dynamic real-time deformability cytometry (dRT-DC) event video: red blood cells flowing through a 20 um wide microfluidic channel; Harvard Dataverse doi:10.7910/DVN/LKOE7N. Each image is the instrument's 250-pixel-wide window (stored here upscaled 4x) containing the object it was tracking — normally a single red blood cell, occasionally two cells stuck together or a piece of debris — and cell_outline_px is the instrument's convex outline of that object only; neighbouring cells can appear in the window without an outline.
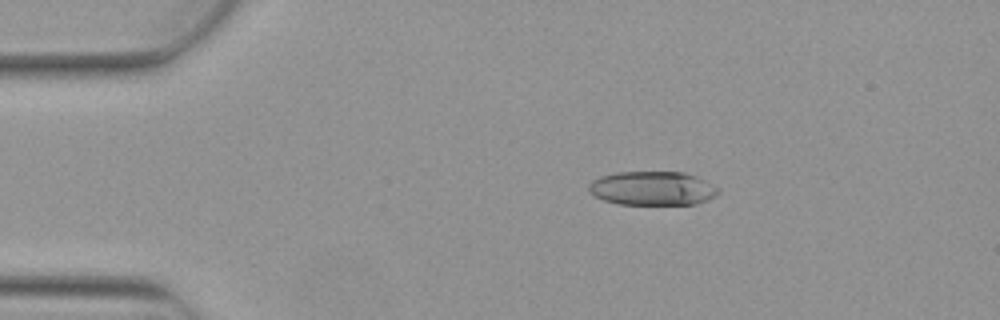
{"species": "Egyptian fruit bat (a non-hibernating species)", "species_latin": "Rousettus aegyptiacus", "temperature_condition": "warm", "stored_images_in_passage": 6, "camera_frame_rate_fps": 3000, "um_per_image_px": 0.085, "animal": {"sex": "female"}, "frame": {"image": 1, "passage_image": 3, "time_ms": 0.667, "image_size_px": [1000, 320], "cell_outline_px": [[720, 192], [716, 196], [708, 200], [696, 204], [616, 204], [604, 200], [588, 192], [588, 184], [592, 180], [600, 176], [616, 172], [684, 172], [696, 176], [720, 188]], "centroid_in_image_um": [55.46, 16.01], "position_along_channel_um": 29.5, "area_um2": 25.84}}
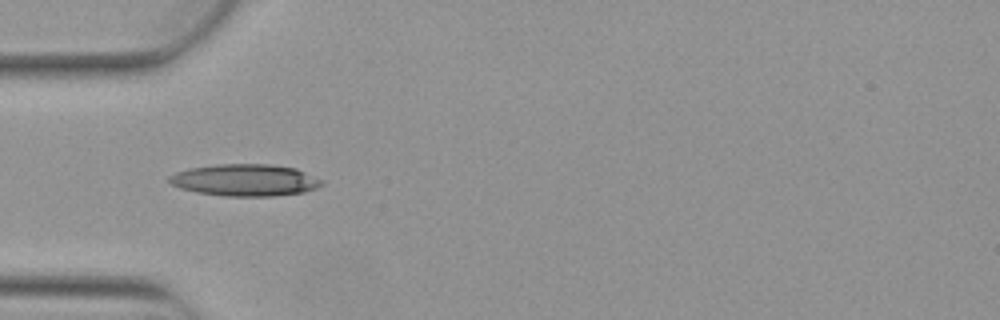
{"frame": {"image": 2, "passage_image": 5, "time_ms": 1.333, "image_size_px": [1000, 320], "cell_outline_px": [[324, 184], [316, 188], [304, 192], [272, 196], [224, 196], [196, 192], [180, 188], [172, 184], [168, 180], [168, 176], [176, 172], [188, 168], [216, 164], [272, 164], [296, 168], [324, 180]], "centroid_in_image_um": [20.84, 15.3], "position_along_channel_um": 64.2, "area_um2": 28.55}}
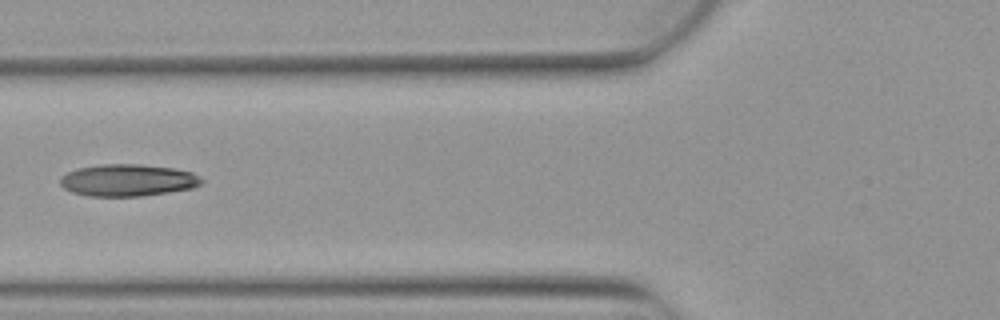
{"frame": {"image": 3, "passage_image": 6, "time_ms": 1.667, "image_size_px": [1000, 320], "cell_outline_px": [[204, 180], [200, 184], [192, 188], [168, 192], [140, 196], [88, 196], [72, 192], [64, 188], [60, 184], [60, 176], [76, 168], [100, 164], [140, 164], [172, 168], [192, 172], [200, 176]], "centroid_in_image_um": [10.84, 15.31], "position_along_channel_um": 115.0, "area_um2": 26.41}}